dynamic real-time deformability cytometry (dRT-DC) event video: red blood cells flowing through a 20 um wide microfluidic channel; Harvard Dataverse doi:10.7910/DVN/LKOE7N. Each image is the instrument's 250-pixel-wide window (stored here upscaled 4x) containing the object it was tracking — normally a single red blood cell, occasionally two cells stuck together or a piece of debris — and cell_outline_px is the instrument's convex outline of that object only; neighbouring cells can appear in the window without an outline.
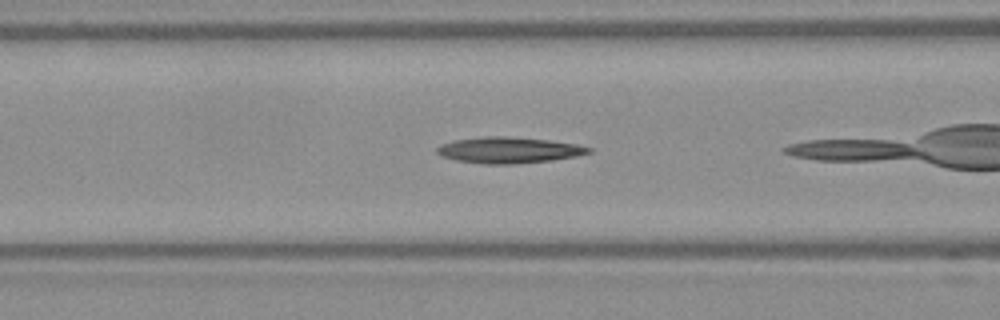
{"species": "Egyptian fruit bat (a non-hibernating species)", "species_latin": "Rousettus aegyptiacus", "temperature_condition": "warm", "stored_images_in_passage": 49, "camera_frame_rate_fps": 3000, "um_per_image_px": 0.085, "frame": {"image": 1, "passage_image": 17, "time_ms": 5.333, "image_size_px": [1000, 320], "cell_outline_px": [[592, 152], [576, 156], [552, 160], [512, 164], [484, 164], [456, 160], [440, 156], [436, 152], [436, 148], [452, 140], [484, 136], [504, 136], [548, 140], [576, 144], [592, 148]], "centroid_in_image_um": [43.23, 12.76], "position_along_channel_um": 123.4, "area_um2": 23.0}}
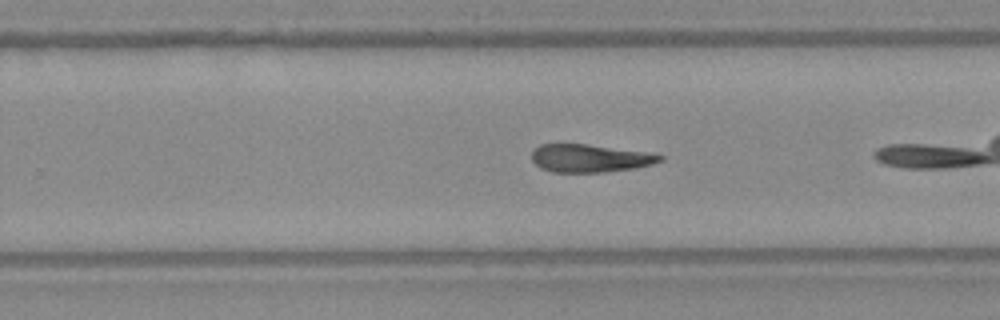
{"frame": {"image": 2, "passage_image": 29, "time_ms": 9.333, "image_size_px": [1000, 320], "cell_outline_px": [[664, 160], [652, 164], [636, 168], [604, 172], [552, 172], [540, 168], [532, 160], [532, 152], [540, 144], [588, 144], [648, 152], [664, 156]], "centroid_in_image_um": [50.16, 13.45], "position_along_channel_um": 279.6, "area_um2": 20.92}}
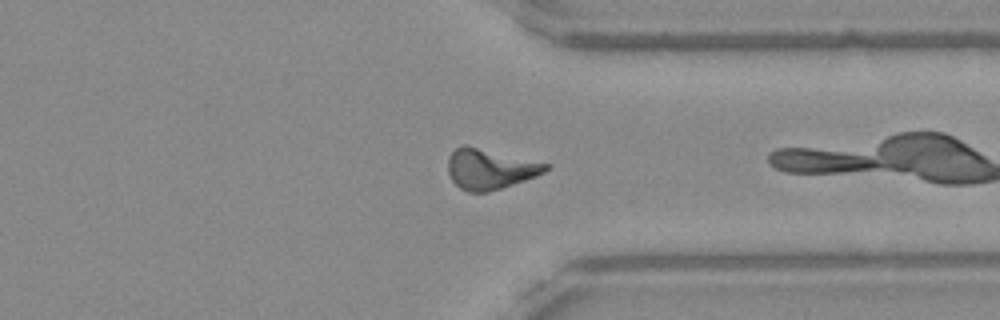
{"frame": {"image": 3, "passage_image": 36, "time_ms": 11.667, "image_size_px": [1000, 320], "cell_outline_px": [[552, 164], [544, 172], [536, 176], [488, 192], [468, 192], [460, 188], [452, 180], [448, 172], [448, 156], [460, 144], [464, 144]], "centroid_in_image_um": [41.63, 14.35], "position_along_channel_um": 369.8, "area_um2": 22.95}}